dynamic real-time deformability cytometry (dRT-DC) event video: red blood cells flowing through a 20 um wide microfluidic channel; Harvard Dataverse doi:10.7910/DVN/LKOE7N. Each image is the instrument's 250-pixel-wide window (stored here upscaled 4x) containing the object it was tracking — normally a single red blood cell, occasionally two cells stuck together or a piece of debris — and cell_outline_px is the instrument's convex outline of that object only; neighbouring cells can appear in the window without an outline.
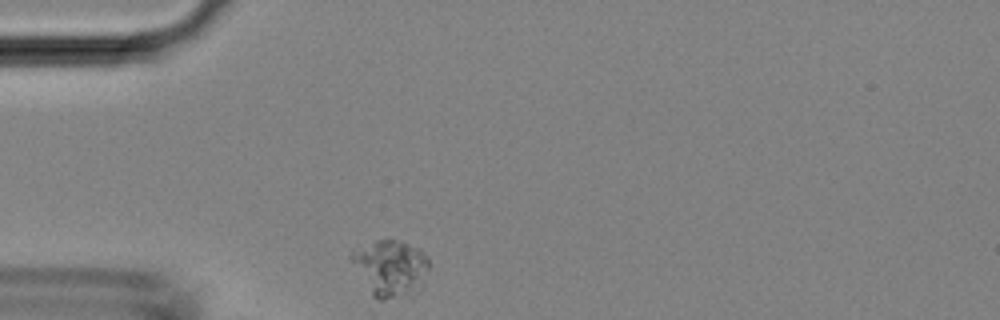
{"species": "Egyptian fruit bat (a non-hibernating species)", "species_latin": "Rousettus aegyptiacus", "temperature_condition": "room temperature", "stored_images_in_passage": 11, "camera_frame_rate_fps": 3000, "um_per_image_px": 0.085, "animal": {"sex": "female"}, "frame": {"image": 1, "passage_image": 1, "time_ms": 0.0, "image_size_px": [1000, 320], "cell_outline_px": [[428, 268], [420, 288], [412, 296], [380, 300], [376, 300], [372, 296], [348, 256], [352, 252], [376, 240], [396, 240], [420, 248], [424, 252], [428, 260]], "centroid_in_image_um": [33.2, 22.81], "position_along_channel_um": 51.8, "area_um2": 25.37}}
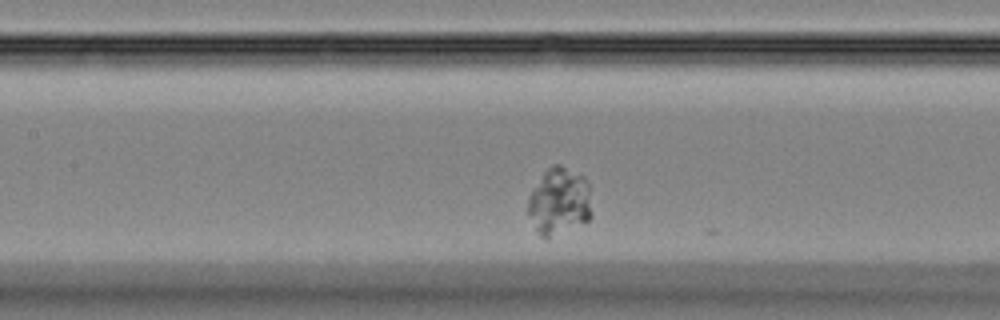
{"frame": {"image": 2, "passage_image": 10, "time_ms": 3.0, "image_size_px": [1000, 320], "cell_outline_px": [[592, 216], [588, 220], [544, 240], [540, 236], [528, 212], [528, 196], [544, 172], [552, 164], [560, 164], [584, 176], [588, 184], [592, 212]], "centroid_in_image_um": [47.54, 17.1], "position_along_channel_um": 159.9, "area_um2": 24.85}}